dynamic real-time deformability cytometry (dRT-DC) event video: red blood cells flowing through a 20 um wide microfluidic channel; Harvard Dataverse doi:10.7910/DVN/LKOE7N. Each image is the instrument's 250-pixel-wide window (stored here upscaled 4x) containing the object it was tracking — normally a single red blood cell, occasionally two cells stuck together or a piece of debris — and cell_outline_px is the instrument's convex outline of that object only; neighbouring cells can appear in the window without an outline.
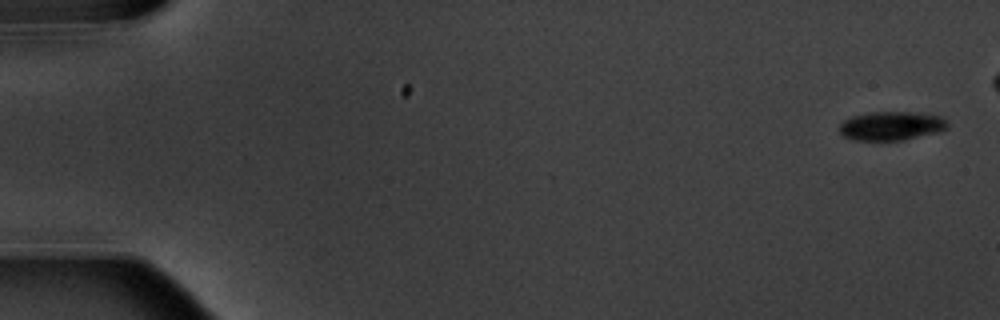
{"species": "common noctule bat (a hibernating species)", "species_latin": "Nyctalus noctula", "temperature_condition": "warm", "stored_images_in_passage": 5, "segment_of_instrument_passage": [2, 2], "camera_frame_rate_fps": 3000, "um_per_image_px": 0.085, "animal": {"sex": "male", "body_mass_g": 20.1, "forearm_length_mm": 53.5}, "frame": {"image": 1, "passage_image": 5, "time_ms": 5.667, "image_size_px": [1000, 320], "cell_outline_px": [[948, 128], [940, 132], [904, 140], [852, 140], [844, 136], [836, 128], [844, 120], [852, 116], [868, 112], [912, 112], [940, 116], [948, 120]], "centroid_in_image_um": [75.76, 10.7], "position_along_channel_um": 9.2, "area_um2": 18.44}}